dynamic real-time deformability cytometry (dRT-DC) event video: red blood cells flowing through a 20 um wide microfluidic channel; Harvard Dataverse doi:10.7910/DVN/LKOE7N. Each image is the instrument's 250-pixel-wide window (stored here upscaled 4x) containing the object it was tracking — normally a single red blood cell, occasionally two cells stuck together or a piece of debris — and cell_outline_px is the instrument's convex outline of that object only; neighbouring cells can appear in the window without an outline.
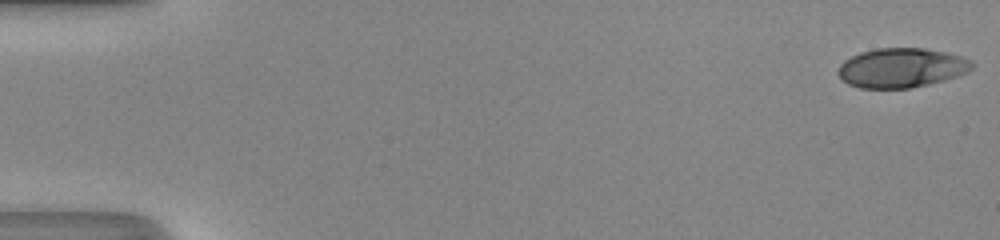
{"species": "human", "species_latin": "Homo sapiens", "temperature_condition": "room temperature", "stored_images_in_passage": 50, "camera_frame_rate_fps": 3000, "um_per_image_px": 0.085, "donor": {"sex": "male"}, "frame": {"image": 1, "passage_image": 1, "time_ms": 0.0, "image_size_px": [1000, 240], "cell_outline_px": [[972, 68], [956, 76], [944, 80], [912, 88], [860, 88], [848, 84], [836, 72], [840, 64], [844, 60], [860, 52], [876, 48], [924, 48], [944, 52], [960, 56], [972, 60]], "centroid_in_image_um": [76.59, 5.76], "position_along_channel_um": 8.4, "area_um2": 30.63}}
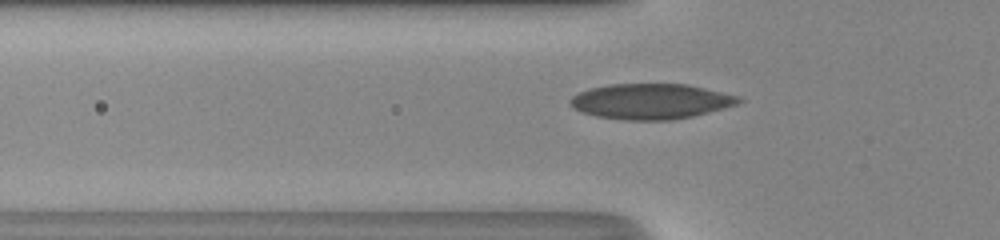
{"frame": {"image": 2, "passage_image": 18, "time_ms": 5.667, "image_size_px": [1000, 240], "cell_outline_px": [[744, 100], [740, 104], [692, 116], [672, 120], [624, 120], [596, 116], [572, 108], [568, 104], [568, 100], [572, 96], [588, 88], [608, 84], [688, 84], [740, 96]], "centroid_in_image_um": [55.32, 8.61], "position_along_channel_um": 70.5, "area_um2": 35.03}}
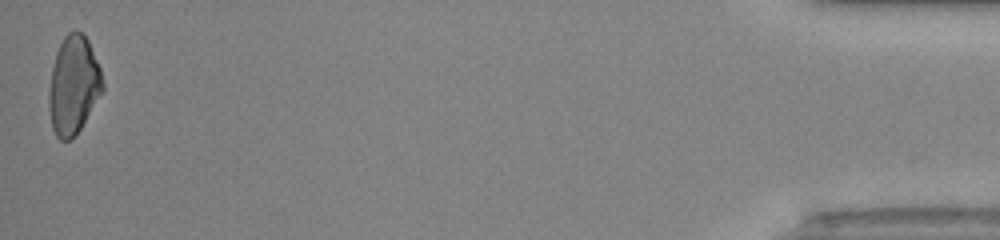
{"frame": {"image": 3, "passage_image": 50, "time_ms": 16.333, "image_size_px": [1000, 240], "cell_outline_px": [[104, 88], [80, 128], [72, 140], [60, 140], [56, 136], [52, 128], [48, 108], [48, 92], [52, 68], [56, 52], [64, 36], [68, 32], [76, 28], [84, 32], [88, 40], [100, 68], [104, 84]], "centroid_in_image_um": [6.23, 7.21], "position_along_channel_um": 429.0, "area_um2": 30.87}, "authors_computed_cell_mechanics": {"area_um2": 32.2235, "velocity_mm_per_s": 4.2387, "shape_relaxation_time_tau1_ms": 8.3279, "shape_relaxation_time_tau2_ms": 0.853, "deformation_change_tau1": 0.249, "deformation_change_tau2": 0.0493}}